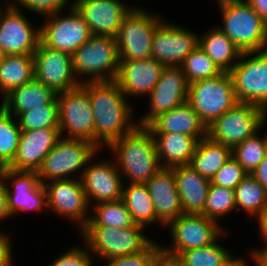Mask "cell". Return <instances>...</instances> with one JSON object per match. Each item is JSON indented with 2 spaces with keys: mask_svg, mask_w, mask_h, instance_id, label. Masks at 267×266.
I'll return each mask as SVG.
<instances>
[{
  "mask_svg": "<svg viewBox=\"0 0 267 266\" xmlns=\"http://www.w3.org/2000/svg\"><path fill=\"white\" fill-rule=\"evenodd\" d=\"M81 86L89 93L95 122V145L99 149L138 126L132 121L133 109L115 80L83 82Z\"/></svg>",
  "mask_w": 267,
  "mask_h": 266,
  "instance_id": "1",
  "label": "cell"
},
{
  "mask_svg": "<svg viewBox=\"0 0 267 266\" xmlns=\"http://www.w3.org/2000/svg\"><path fill=\"white\" fill-rule=\"evenodd\" d=\"M108 149L115 155L118 171L127 176L130 183H146L161 168L152 133L137 126L130 133L113 141Z\"/></svg>",
  "mask_w": 267,
  "mask_h": 266,
  "instance_id": "2",
  "label": "cell"
},
{
  "mask_svg": "<svg viewBox=\"0 0 267 266\" xmlns=\"http://www.w3.org/2000/svg\"><path fill=\"white\" fill-rule=\"evenodd\" d=\"M219 3V4H218ZM223 25L218 28L242 52H259L265 42L266 22L244 0H217Z\"/></svg>",
  "mask_w": 267,
  "mask_h": 266,
  "instance_id": "3",
  "label": "cell"
},
{
  "mask_svg": "<svg viewBox=\"0 0 267 266\" xmlns=\"http://www.w3.org/2000/svg\"><path fill=\"white\" fill-rule=\"evenodd\" d=\"M143 229V226L134 224L126 228L84 226L80 231L84 245L91 254L100 259H109L134 255L144 250L152 239L144 235Z\"/></svg>",
  "mask_w": 267,
  "mask_h": 266,
  "instance_id": "4",
  "label": "cell"
},
{
  "mask_svg": "<svg viewBox=\"0 0 267 266\" xmlns=\"http://www.w3.org/2000/svg\"><path fill=\"white\" fill-rule=\"evenodd\" d=\"M72 64L77 79L79 75L89 77L81 83L115 80L120 64L116 39L92 35L72 54Z\"/></svg>",
  "mask_w": 267,
  "mask_h": 266,
  "instance_id": "5",
  "label": "cell"
},
{
  "mask_svg": "<svg viewBox=\"0 0 267 266\" xmlns=\"http://www.w3.org/2000/svg\"><path fill=\"white\" fill-rule=\"evenodd\" d=\"M187 103L206 127L233 108L238 100L229 72L188 84Z\"/></svg>",
  "mask_w": 267,
  "mask_h": 266,
  "instance_id": "6",
  "label": "cell"
},
{
  "mask_svg": "<svg viewBox=\"0 0 267 266\" xmlns=\"http://www.w3.org/2000/svg\"><path fill=\"white\" fill-rule=\"evenodd\" d=\"M265 122H267L265 109L238 102L207 126V137L233 148L259 132Z\"/></svg>",
  "mask_w": 267,
  "mask_h": 266,
  "instance_id": "7",
  "label": "cell"
},
{
  "mask_svg": "<svg viewBox=\"0 0 267 266\" xmlns=\"http://www.w3.org/2000/svg\"><path fill=\"white\" fill-rule=\"evenodd\" d=\"M99 150L90 141L61 137L37 171L40 181L44 184L47 180L72 179V173L86 168Z\"/></svg>",
  "mask_w": 267,
  "mask_h": 266,
  "instance_id": "8",
  "label": "cell"
},
{
  "mask_svg": "<svg viewBox=\"0 0 267 266\" xmlns=\"http://www.w3.org/2000/svg\"><path fill=\"white\" fill-rule=\"evenodd\" d=\"M162 21L150 12L133 7L123 18L115 37L120 61L151 57L153 35Z\"/></svg>",
  "mask_w": 267,
  "mask_h": 266,
  "instance_id": "9",
  "label": "cell"
},
{
  "mask_svg": "<svg viewBox=\"0 0 267 266\" xmlns=\"http://www.w3.org/2000/svg\"><path fill=\"white\" fill-rule=\"evenodd\" d=\"M229 74L233 80L235 96L238 102L253 104L267 111L266 52L241 53Z\"/></svg>",
  "mask_w": 267,
  "mask_h": 266,
  "instance_id": "10",
  "label": "cell"
},
{
  "mask_svg": "<svg viewBox=\"0 0 267 266\" xmlns=\"http://www.w3.org/2000/svg\"><path fill=\"white\" fill-rule=\"evenodd\" d=\"M57 101L61 137L87 140L95 144V122L89 93L79 85L57 94Z\"/></svg>",
  "mask_w": 267,
  "mask_h": 266,
  "instance_id": "11",
  "label": "cell"
},
{
  "mask_svg": "<svg viewBox=\"0 0 267 266\" xmlns=\"http://www.w3.org/2000/svg\"><path fill=\"white\" fill-rule=\"evenodd\" d=\"M70 10L68 16H62L63 12L46 16L47 20L40 27V42L50 49L72 55L92 33L72 4Z\"/></svg>",
  "mask_w": 267,
  "mask_h": 266,
  "instance_id": "12",
  "label": "cell"
},
{
  "mask_svg": "<svg viewBox=\"0 0 267 266\" xmlns=\"http://www.w3.org/2000/svg\"><path fill=\"white\" fill-rule=\"evenodd\" d=\"M15 4L0 8V55H33L40 43V28H33Z\"/></svg>",
  "mask_w": 267,
  "mask_h": 266,
  "instance_id": "13",
  "label": "cell"
},
{
  "mask_svg": "<svg viewBox=\"0 0 267 266\" xmlns=\"http://www.w3.org/2000/svg\"><path fill=\"white\" fill-rule=\"evenodd\" d=\"M173 245L162 248L167 253L179 255L182 251L206 247L221 235H226L218 222L202 214H182L167 224Z\"/></svg>",
  "mask_w": 267,
  "mask_h": 266,
  "instance_id": "14",
  "label": "cell"
},
{
  "mask_svg": "<svg viewBox=\"0 0 267 266\" xmlns=\"http://www.w3.org/2000/svg\"><path fill=\"white\" fill-rule=\"evenodd\" d=\"M34 56V77L56 94L72 90L81 85L73 71L72 55L50 49L39 43Z\"/></svg>",
  "mask_w": 267,
  "mask_h": 266,
  "instance_id": "15",
  "label": "cell"
},
{
  "mask_svg": "<svg viewBox=\"0 0 267 266\" xmlns=\"http://www.w3.org/2000/svg\"><path fill=\"white\" fill-rule=\"evenodd\" d=\"M46 190L47 208L54 214L77 221L79 228H83L90 215H88L89 202L80 178L51 180L44 183ZM88 215V216H87Z\"/></svg>",
  "mask_w": 267,
  "mask_h": 266,
  "instance_id": "16",
  "label": "cell"
},
{
  "mask_svg": "<svg viewBox=\"0 0 267 266\" xmlns=\"http://www.w3.org/2000/svg\"><path fill=\"white\" fill-rule=\"evenodd\" d=\"M1 179L6 183L10 216L22 211H41L44 206L47 208L46 190L40 181L38 172L17 171L5 167ZM9 180L13 190L8 185Z\"/></svg>",
  "mask_w": 267,
  "mask_h": 266,
  "instance_id": "17",
  "label": "cell"
},
{
  "mask_svg": "<svg viewBox=\"0 0 267 266\" xmlns=\"http://www.w3.org/2000/svg\"><path fill=\"white\" fill-rule=\"evenodd\" d=\"M198 44L199 36L194 32L162 21L153 35L151 57L164 66H180Z\"/></svg>",
  "mask_w": 267,
  "mask_h": 266,
  "instance_id": "18",
  "label": "cell"
},
{
  "mask_svg": "<svg viewBox=\"0 0 267 266\" xmlns=\"http://www.w3.org/2000/svg\"><path fill=\"white\" fill-rule=\"evenodd\" d=\"M188 83L180 66H165L160 79L149 94L150 112L146 113L138 126L146 127L158 115L187 102Z\"/></svg>",
  "mask_w": 267,
  "mask_h": 266,
  "instance_id": "19",
  "label": "cell"
},
{
  "mask_svg": "<svg viewBox=\"0 0 267 266\" xmlns=\"http://www.w3.org/2000/svg\"><path fill=\"white\" fill-rule=\"evenodd\" d=\"M72 6L87 22L92 35L115 38L131 6L119 0H75Z\"/></svg>",
  "mask_w": 267,
  "mask_h": 266,
  "instance_id": "20",
  "label": "cell"
},
{
  "mask_svg": "<svg viewBox=\"0 0 267 266\" xmlns=\"http://www.w3.org/2000/svg\"><path fill=\"white\" fill-rule=\"evenodd\" d=\"M81 171L80 179L89 205L122 199L123 180L117 164L111 161H99L87 164Z\"/></svg>",
  "mask_w": 267,
  "mask_h": 266,
  "instance_id": "21",
  "label": "cell"
},
{
  "mask_svg": "<svg viewBox=\"0 0 267 266\" xmlns=\"http://www.w3.org/2000/svg\"><path fill=\"white\" fill-rule=\"evenodd\" d=\"M60 138L59 128L22 131L17 153L7 167L17 171L37 172Z\"/></svg>",
  "mask_w": 267,
  "mask_h": 266,
  "instance_id": "22",
  "label": "cell"
},
{
  "mask_svg": "<svg viewBox=\"0 0 267 266\" xmlns=\"http://www.w3.org/2000/svg\"><path fill=\"white\" fill-rule=\"evenodd\" d=\"M164 67L153 57L120 61L115 81L126 97L149 96L158 83Z\"/></svg>",
  "mask_w": 267,
  "mask_h": 266,
  "instance_id": "23",
  "label": "cell"
},
{
  "mask_svg": "<svg viewBox=\"0 0 267 266\" xmlns=\"http://www.w3.org/2000/svg\"><path fill=\"white\" fill-rule=\"evenodd\" d=\"M157 218L166 226L183 214L173 168H161L146 183Z\"/></svg>",
  "mask_w": 267,
  "mask_h": 266,
  "instance_id": "24",
  "label": "cell"
},
{
  "mask_svg": "<svg viewBox=\"0 0 267 266\" xmlns=\"http://www.w3.org/2000/svg\"><path fill=\"white\" fill-rule=\"evenodd\" d=\"M146 128L151 133H182L198 141L207 137V127L187 103L155 117Z\"/></svg>",
  "mask_w": 267,
  "mask_h": 266,
  "instance_id": "25",
  "label": "cell"
},
{
  "mask_svg": "<svg viewBox=\"0 0 267 266\" xmlns=\"http://www.w3.org/2000/svg\"><path fill=\"white\" fill-rule=\"evenodd\" d=\"M173 171L183 214H202L210 180L200 175L189 164L173 167Z\"/></svg>",
  "mask_w": 267,
  "mask_h": 266,
  "instance_id": "26",
  "label": "cell"
},
{
  "mask_svg": "<svg viewBox=\"0 0 267 266\" xmlns=\"http://www.w3.org/2000/svg\"><path fill=\"white\" fill-rule=\"evenodd\" d=\"M57 94L35 77L4 95L1 107L15 118L21 113L51 103Z\"/></svg>",
  "mask_w": 267,
  "mask_h": 266,
  "instance_id": "27",
  "label": "cell"
},
{
  "mask_svg": "<svg viewBox=\"0 0 267 266\" xmlns=\"http://www.w3.org/2000/svg\"><path fill=\"white\" fill-rule=\"evenodd\" d=\"M152 136L162 168L190 164L199 142L195 137L182 133H152Z\"/></svg>",
  "mask_w": 267,
  "mask_h": 266,
  "instance_id": "28",
  "label": "cell"
},
{
  "mask_svg": "<svg viewBox=\"0 0 267 266\" xmlns=\"http://www.w3.org/2000/svg\"><path fill=\"white\" fill-rule=\"evenodd\" d=\"M232 157V148L208 137L199 140L190 166L211 181L217 171Z\"/></svg>",
  "mask_w": 267,
  "mask_h": 266,
  "instance_id": "29",
  "label": "cell"
},
{
  "mask_svg": "<svg viewBox=\"0 0 267 266\" xmlns=\"http://www.w3.org/2000/svg\"><path fill=\"white\" fill-rule=\"evenodd\" d=\"M198 46L224 72H229L235 66V60L238 61L242 53L218 26L209 30L205 35L199 36Z\"/></svg>",
  "mask_w": 267,
  "mask_h": 266,
  "instance_id": "30",
  "label": "cell"
},
{
  "mask_svg": "<svg viewBox=\"0 0 267 266\" xmlns=\"http://www.w3.org/2000/svg\"><path fill=\"white\" fill-rule=\"evenodd\" d=\"M33 55H0V93L26 84L34 78Z\"/></svg>",
  "mask_w": 267,
  "mask_h": 266,
  "instance_id": "31",
  "label": "cell"
},
{
  "mask_svg": "<svg viewBox=\"0 0 267 266\" xmlns=\"http://www.w3.org/2000/svg\"><path fill=\"white\" fill-rule=\"evenodd\" d=\"M122 200L135 224L145 227L148 223L159 221L165 226L156 216L154 203L145 183H128L126 188L123 186Z\"/></svg>",
  "mask_w": 267,
  "mask_h": 266,
  "instance_id": "32",
  "label": "cell"
},
{
  "mask_svg": "<svg viewBox=\"0 0 267 266\" xmlns=\"http://www.w3.org/2000/svg\"><path fill=\"white\" fill-rule=\"evenodd\" d=\"M236 208L257 217L267 207L266 189L248 174L234 189Z\"/></svg>",
  "mask_w": 267,
  "mask_h": 266,
  "instance_id": "33",
  "label": "cell"
},
{
  "mask_svg": "<svg viewBox=\"0 0 267 266\" xmlns=\"http://www.w3.org/2000/svg\"><path fill=\"white\" fill-rule=\"evenodd\" d=\"M93 207L95 214L94 216L90 215L91 217L85 226L126 228L135 224L122 199L101 202Z\"/></svg>",
  "mask_w": 267,
  "mask_h": 266,
  "instance_id": "34",
  "label": "cell"
},
{
  "mask_svg": "<svg viewBox=\"0 0 267 266\" xmlns=\"http://www.w3.org/2000/svg\"><path fill=\"white\" fill-rule=\"evenodd\" d=\"M218 240L206 247L182 251L178 257L184 266H225L234 255L217 244Z\"/></svg>",
  "mask_w": 267,
  "mask_h": 266,
  "instance_id": "35",
  "label": "cell"
},
{
  "mask_svg": "<svg viewBox=\"0 0 267 266\" xmlns=\"http://www.w3.org/2000/svg\"><path fill=\"white\" fill-rule=\"evenodd\" d=\"M258 133L232 148V157L247 174H252L267 155V135L261 138Z\"/></svg>",
  "mask_w": 267,
  "mask_h": 266,
  "instance_id": "36",
  "label": "cell"
},
{
  "mask_svg": "<svg viewBox=\"0 0 267 266\" xmlns=\"http://www.w3.org/2000/svg\"><path fill=\"white\" fill-rule=\"evenodd\" d=\"M13 117L0 106V163L4 167L13 161L22 133Z\"/></svg>",
  "mask_w": 267,
  "mask_h": 266,
  "instance_id": "37",
  "label": "cell"
},
{
  "mask_svg": "<svg viewBox=\"0 0 267 266\" xmlns=\"http://www.w3.org/2000/svg\"><path fill=\"white\" fill-rule=\"evenodd\" d=\"M17 119L21 131L59 128L57 97L49 104L21 113Z\"/></svg>",
  "mask_w": 267,
  "mask_h": 266,
  "instance_id": "38",
  "label": "cell"
},
{
  "mask_svg": "<svg viewBox=\"0 0 267 266\" xmlns=\"http://www.w3.org/2000/svg\"><path fill=\"white\" fill-rule=\"evenodd\" d=\"M180 67L188 84L215 77L222 72L199 46L184 59Z\"/></svg>",
  "mask_w": 267,
  "mask_h": 266,
  "instance_id": "39",
  "label": "cell"
},
{
  "mask_svg": "<svg viewBox=\"0 0 267 266\" xmlns=\"http://www.w3.org/2000/svg\"><path fill=\"white\" fill-rule=\"evenodd\" d=\"M236 209L235 192L233 189L210 184L202 215L218 222L219 217Z\"/></svg>",
  "mask_w": 267,
  "mask_h": 266,
  "instance_id": "40",
  "label": "cell"
},
{
  "mask_svg": "<svg viewBox=\"0 0 267 266\" xmlns=\"http://www.w3.org/2000/svg\"><path fill=\"white\" fill-rule=\"evenodd\" d=\"M247 172L231 157L213 176L211 184L235 189L247 176Z\"/></svg>",
  "mask_w": 267,
  "mask_h": 266,
  "instance_id": "41",
  "label": "cell"
},
{
  "mask_svg": "<svg viewBox=\"0 0 267 266\" xmlns=\"http://www.w3.org/2000/svg\"><path fill=\"white\" fill-rule=\"evenodd\" d=\"M161 246L152 241L137 254L106 259L107 266H152L155 255L162 248Z\"/></svg>",
  "mask_w": 267,
  "mask_h": 266,
  "instance_id": "42",
  "label": "cell"
},
{
  "mask_svg": "<svg viewBox=\"0 0 267 266\" xmlns=\"http://www.w3.org/2000/svg\"><path fill=\"white\" fill-rule=\"evenodd\" d=\"M86 248L85 246L84 248L74 247L67 252L65 251L50 266H91L94 256L90 254L87 246Z\"/></svg>",
  "mask_w": 267,
  "mask_h": 266,
  "instance_id": "43",
  "label": "cell"
},
{
  "mask_svg": "<svg viewBox=\"0 0 267 266\" xmlns=\"http://www.w3.org/2000/svg\"><path fill=\"white\" fill-rule=\"evenodd\" d=\"M15 1V0H14ZM18 6H22L32 13L45 16L63 12L68 0H16Z\"/></svg>",
  "mask_w": 267,
  "mask_h": 266,
  "instance_id": "44",
  "label": "cell"
},
{
  "mask_svg": "<svg viewBox=\"0 0 267 266\" xmlns=\"http://www.w3.org/2000/svg\"><path fill=\"white\" fill-rule=\"evenodd\" d=\"M152 266H184L177 255L167 253L162 248L155 255Z\"/></svg>",
  "mask_w": 267,
  "mask_h": 266,
  "instance_id": "45",
  "label": "cell"
},
{
  "mask_svg": "<svg viewBox=\"0 0 267 266\" xmlns=\"http://www.w3.org/2000/svg\"><path fill=\"white\" fill-rule=\"evenodd\" d=\"M9 237L0 233V266H12V246Z\"/></svg>",
  "mask_w": 267,
  "mask_h": 266,
  "instance_id": "46",
  "label": "cell"
},
{
  "mask_svg": "<svg viewBox=\"0 0 267 266\" xmlns=\"http://www.w3.org/2000/svg\"><path fill=\"white\" fill-rule=\"evenodd\" d=\"M267 191V155L251 174Z\"/></svg>",
  "mask_w": 267,
  "mask_h": 266,
  "instance_id": "47",
  "label": "cell"
},
{
  "mask_svg": "<svg viewBox=\"0 0 267 266\" xmlns=\"http://www.w3.org/2000/svg\"><path fill=\"white\" fill-rule=\"evenodd\" d=\"M10 217L7 203L6 185L0 178V220Z\"/></svg>",
  "mask_w": 267,
  "mask_h": 266,
  "instance_id": "48",
  "label": "cell"
},
{
  "mask_svg": "<svg viewBox=\"0 0 267 266\" xmlns=\"http://www.w3.org/2000/svg\"><path fill=\"white\" fill-rule=\"evenodd\" d=\"M267 22V0H245Z\"/></svg>",
  "mask_w": 267,
  "mask_h": 266,
  "instance_id": "49",
  "label": "cell"
},
{
  "mask_svg": "<svg viewBox=\"0 0 267 266\" xmlns=\"http://www.w3.org/2000/svg\"><path fill=\"white\" fill-rule=\"evenodd\" d=\"M250 257L253 258L255 266H267V246L262 249H255L251 251Z\"/></svg>",
  "mask_w": 267,
  "mask_h": 266,
  "instance_id": "50",
  "label": "cell"
},
{
  "mask_svg": "<svg viewBox=\"0 0 267 266\" xmlns=\"http://www.w3.org/2000/svg\"><path fill=\"white\" fill-rule=\"evenodd\" d=\"M256 219L260 229V236L265 241V246H267V207L256 217Z\"/></svg>",
  "mask_w": 267,
  "mask_h": 266,
  "instance_id": "51",
  "label": "cell"
},
{
  "mask_svg": "<svg viewBox=\"0 0 267 266\" xmlns=\"http://www.w3.org/2000/svg\"><path fill=\"white\" fill-rule=\"evenodd\" d=\"M242 258H233L229 263L225 266H247V263Z\"/></svg>",
  "mask_w": 267,
  "mask_h": 266,
  "instance_id": "52",
  "label": "cell"
},
{
  "mask_svg": "<svg viewBox=\"0 0 267 266\" xmlns=\"http://www.w3.org/2000/svg\"><path fill=\"white\" fill-rule=\"evenodd\" d=\"M262 51L267 53V22H266V31H265V42H264Z\"/></svg>",
  "mask_w": 267,
  "mask_h": 266,
  "instance_id": "53",
  "label": "cell"
},
{
  "mask_svg": "<svg viewBox=\"0 0 267 266\" xmlns=\"http://www.w3.org/2000/svg\"><path fill=\"white\" fill-rule=\"evenodd\" d=\"M4 166L0 163V178H1V175H2V173H3V171H4Z\"/></svg>",
  "mask_w": 267,
  "mask_h": 266,
  "instance_id": "54",
  "label": "cell"
}]
</instances>
